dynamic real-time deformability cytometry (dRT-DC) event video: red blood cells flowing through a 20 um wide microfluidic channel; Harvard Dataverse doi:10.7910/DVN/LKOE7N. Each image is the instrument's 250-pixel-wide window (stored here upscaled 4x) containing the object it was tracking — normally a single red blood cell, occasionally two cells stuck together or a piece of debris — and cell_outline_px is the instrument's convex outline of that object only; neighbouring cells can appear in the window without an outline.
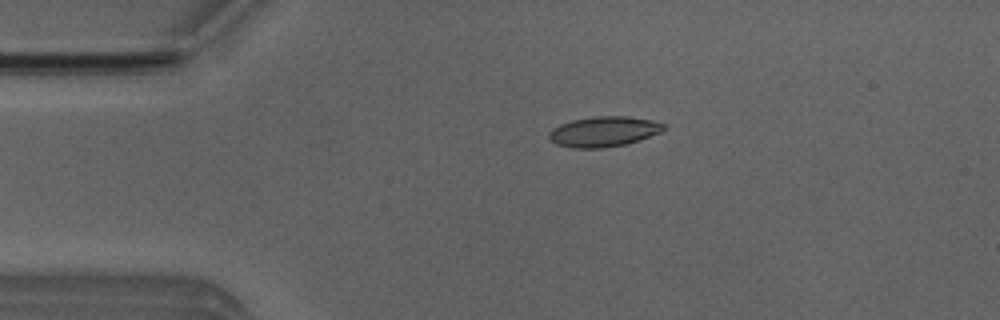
{"species": "Egyptian fruit bat (a non-hibernating species)", "species_latin": "Rousettus aegyptiacus", "temperature_condition": "room temperature", "stored_images_in_passage": 51, "camera_frame_rate_fps": 3000, "um_per_image_px": 0.085, "animal": {"sex": "male"}, "frame": {"image": 1, "passage_image": 10, "time_ms": 3.0, "image_size_px": [1000, 320], "cell_outline_px": [[668, 128], [660, 132], [628, 144], [600, 148], [572, 148], [556, 144], [548, 136], [548, 132], [552, 128], [560, 124], [572, 120], [592, 116], [628, 116], [652, 120], [664, 124]], "centroid_in_image_um": [51.31, 11.18], "position_along_channel_um": 33.7, "area_um2": 20.35}}
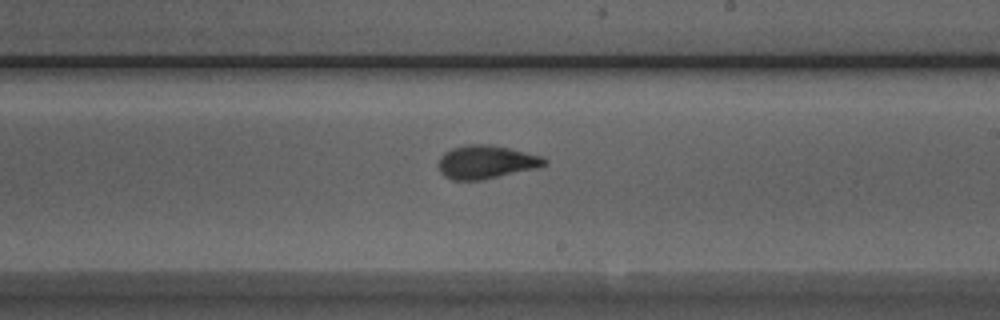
{"frame": {"image": 2, "passage_image": 29, "time_ms": 9.333, "image_size_px": [1000, 320], "cell_outline_px": [[548, 164], [536, 168], [480, 180], [452, 180], [444, 176], [440, 172], [440, 156], [444, 152], [452, 148], [468, 144], [488, 144], [508, 148], [544, 156], [548, 160]], "centroid_in_image_um": [41.34, 13.76], "position_along_channel_um": 247.7, "area_um2": 20.52}}
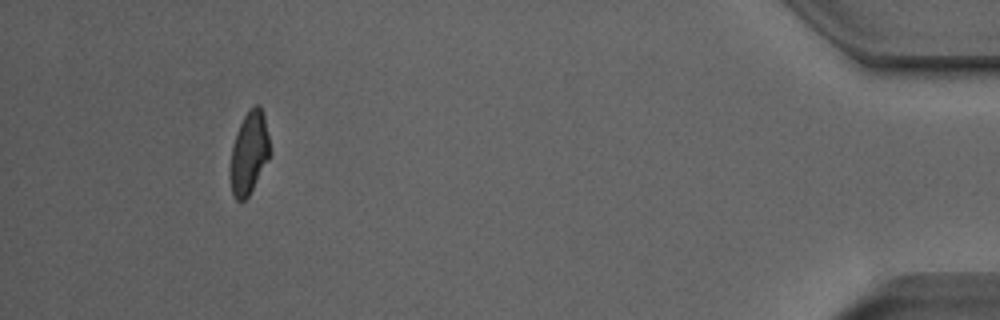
{"frame": {"image": 3, "passage_image": 47, "time_ms": 15.333, "image_size_px": [1000, 320], "cell_outline_px": [[268, 160], [248, 196], [244, 200], [236, 200], [232, 192], [228, 168], [232, 144], [236, 132], [244, 116], [256, 104], [260, 104], [264, 112], [268, 136]], "centroid_in_image_um": [21.13, 12.99], "position_along_channel_um": 414.1, "area_um2": 18.96}, "authors_computed_cell_mechanics": {"area_um2": 19.7098, "velocity_mm_per_s": 3.9785, "shape_relaxation_time_tau1_ms": 3.7732, "shape_relaxation_time_tau2_ms": 0.9952, "deformation_change_tau1": 0.1775, "deformation_change_tau2": 0.0791}}